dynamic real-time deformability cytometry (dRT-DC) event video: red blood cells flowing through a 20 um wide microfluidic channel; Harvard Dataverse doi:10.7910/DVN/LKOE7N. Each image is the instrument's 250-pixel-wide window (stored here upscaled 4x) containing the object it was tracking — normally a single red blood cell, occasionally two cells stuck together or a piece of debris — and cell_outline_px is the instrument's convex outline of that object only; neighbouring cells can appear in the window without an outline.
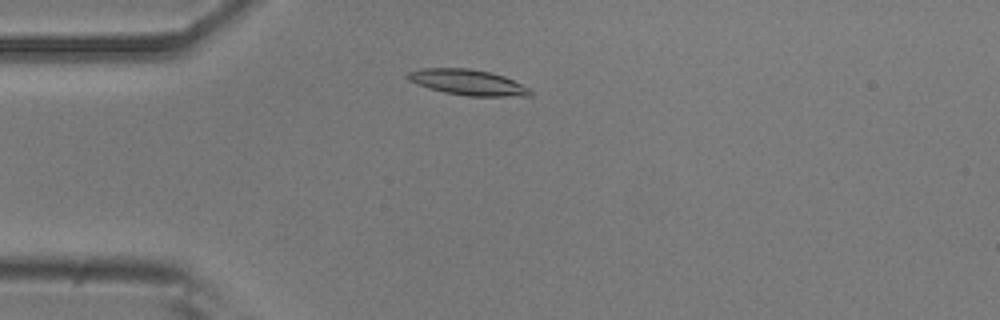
{"species": "common noctule bat (a hibernating species)", "species_latin": "Nyctalus noctula", "temperature_condition": "room temperature", "stored_images_in_passage": 38, "camera_frame_rate_fps": 3000, "um_per_image_px": 0.085, "animal": {"sex": "male", "body_mass_g": 20.5, "forearm_length_mm": 52.5}, "frame": {"image": 1, "passage_image": 5, "time_ms": 1.333, "image_size_px": [1000, 320], "cell_outline_px": [[532, 96], [468, 96], [444, 92], [428, 88], [408, 80], [404, 76], [404, 72], [420, 68], [468, 68], [492, 72], [504, 76], [528, 88], [532, 92]], "centroid_in_image_um": [39.69, 6.98], "position_along_channel_um": 45.3, "area_um2": 18.44}}
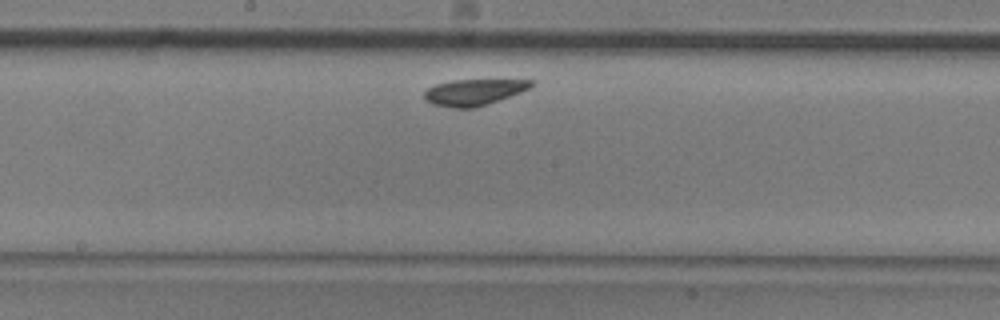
{"frame": {"image": 2, "passage_image": 22, "time_ms": 7.0, "image_size_px": [1000, 320], "cell_outline_px": [[536, 84], [532, 88], [488, 104], [476, 108], [452, 108], [432, 104], [424, 100], [424, 92], [428, 88], [436, 84], [452, 80], [536, 80]], "centroid_in_image_um": [40.3, 7.84], "position_along_channel_um": 207.9, "area_um2": 16.53}}
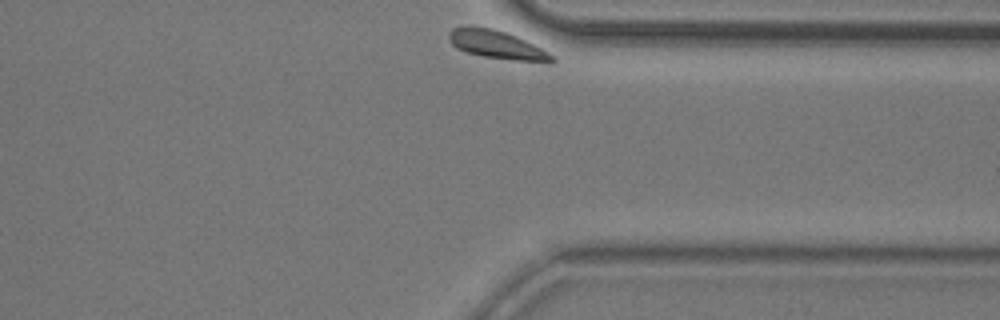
{"frame": {"image": 3, "passage_image": 38, "time_ms": 12.333, "image_size_px": [1000, 320], "cell_outline_px": [[556, 60], [552, 64], [548, 64], [484, 56], [468, 52], [456, 48], [448, 40], [448, 32], [452, 28], [492, 28], [508, 32], [556, 56]], "centroid_in_image_um": [42.32, 3.84], "position_along_channel_um": 369.1, "area_um2": 16.82}}